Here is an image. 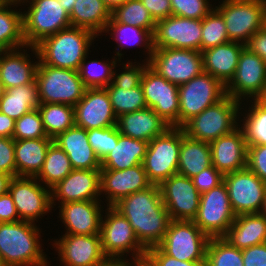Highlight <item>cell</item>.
Listing matches in <instances>:
<instances>
[{
	"instance_id": "e0dca14e",
	"label": "cell",
	"mask_w": 266,
	"mask_h": 266,
	"mask_svg": "<svg viewBox=\"0 0 266 266\" xmlns=\"http://www.w3.org/2000/svg\"><path fill=\"white\" fill-rule=\"evenodd\" d=\"M37 182L35 177L27 176H14L11 180L8 192L21 221L34 223L54 207L51 203V190Z\"/></svg>"
},
{
	"instance_id": "816d5d0a",
	"label": "cell",
	"mask_w": 266,
	"mask_h": 266,
	"mask_svg": "<svg viewBox=\"0 0 266 266\" xmlns=\"http://www.w3.org/2000/svg\"><path fill=\"white\" fill-rule=\"evenodd\" d=\"M0 174L16 176L15 140L0 137Z\"/></svg>"
},
{
	"instance_id": "44dd1931",
	"label": "cell",
	"mask_w": 266,
	"mask_h": 266,
	"mask_svg": "<svg viewBox=\"0 0 266 266\" xmlns=\"http://www.w3.org/2000/svg\"><path fill=\"white\" fill-rule=\"evenodd\" d=\"M54 242L64 266H97L107 258L102 249L100 234H64Z\"/></svg>"
},
{
	"instance_id": "a7ac6f4b",
	"label": "cell",
	"mask_w": 266,
	"mask_h": 266,
	"mask_svg": "<svg viewBox=\"0 0 266 266\" xmlns=\"http://www.w3.org/2000/svg\"><path fill=\"white\" fill-rule=\"evenodd\" d=\"M4 92H5L4 85H3V83L0 81V99L3 97Z\"/></svg>"
},
{
	"instance_id": "f546056e",
	"label": "cell",
	"mask_w": 266,
	"mask_h": 266,
	"mask_svg": "<svg viewBox=\"0 0 266 266\" xmlns=\"http://www.w3.org/2000/svg\"><path fill=\"white\" fill-rule=\"evenodd\" d=\"M223 238L240 250L265 243L266 217L262 213L237 215Z\"/></svg>"
},
{
	"instance_id": "bcb514c9",
	"label": "cell",
	"mask_w": 266,
	"mask_h": 266,
	"mask_svg": "<svg viewBox=\"0 0 266 266\" xmlns=\"http://www.w3.org/2000/svg\"><path fill=\"white\" fill-rule=\"evenodd\" d=\"M50 138L45 131L38 108L29 111L15 121L14 140Z\"/></svg>"
},
{
	"instance_id": "8c879c8a",
	"label": "cell",
	"mask_w": 266,
	"mask_h": 266,
	"mask_svg": "<svg viewBox=\"0 0 266 266\" xmlns=\"http://www.w3.org/2000/svg\"><path fill=\"white\" fill-rule=\"evenodd\" d=\"M0 266H6L1 257H0Z\"/></svg>"
},
{
	"instance_id": "680465c9",
	"label": "cell",
	"mask_w": 266,
	"mask_h": 266,
	"mask_svg": "<svg viewBox=\"0 0 266 266\" xmlns=\"http://www.w3.org/2000/svg\"><path fill=\"white\" fill-rule=\"evenodd\" d=\"M20 221L14 201L7 192L0 195V222H17Z\"/></svg>"
},
{
	"instance_id": "e7e4bbea",
	"label": "cell",
	"mask_w": 266,
	"mask_h": 266,
	"mask_svg": "<svg viewBox=\"0 0 266 266\" xmlns=\"http://www.w3.org/2000/svg\"><path fill=\"white\" fill-rule=\"evenodd\" d=\"M59 1L61 7L64 8L70 14L76 0H59Z\"/></svg>"
},
{
	"instance_id": "4fadbf2b",
	"label": "cell",
	"mask_w": 266,
	"mask_h": 266,
	"mask_svg": "<svg viewBox=\"0 0 266 266\" xmlns=\"http://www.w3.org/2000/svg\"><path fill=\"white\" fill-rule=\"evenodd\" d=\"M225 183L200 194L199 208L193 222L210 238L223 237L235 220Z\"/></svg>"
},
{
	"instance_id": "6da1fadb",
	"label": "cell",
	"mask_w": 266,
	"mask_h": 266,
	"mask_svg": "<svg viewBox=\"0 0 266 266\" xmlns=\"http://www.w3.org/2000/svg\"><path fill=\"white\" fill-rule=\"evenodd\" d=\"M113 207L129 221L136 238L146 250L162 242L171 218L158 185L132 193Z\"/></svg>"
},
{
	"instance_id": "db71d44e",
	"label": "cell",
	"mask_w": 266,
	"mask_h": 266,
	"mask_svg": "<svg viewBox=\"0 0 266 266\" xmlns=\"http://www.w3.org/2000/svg\"><path fill=\"white\" fill-rule=\"evenodd\" d=\"M247 167L266 183V145L248 146Z\"/></svg>"
},
{
	"instance_id": "83f0119b",
	"label": "cell",
	"mask_w": 266,
	"mask_h": 266,
	"mask_svg": "<svg viewBox=\"0 0 266 266\" xmlns=\"http://www.w3.org/2000/svg\"><path fill=\"white\" fill-rule=\"evenodd\" d=\"M244 47L245 44L241 42L230 41L202 51L203 71L226 86L235 74Z\"/></svg>"
},
{
	"instance_id": "ba28073f",
	"label": "cell",
	"mask_w": 266,
	"mask_h": 266,
	"mask_svg": "<svg viewBox=\"0 0 266 266\" xmlns=\"http://www.w3.org/2000/svg\"><path fill=\"white\" fill-rule=\"evenodd\" d=\"M180 147V127H170L164 134L149 142L142 164L152 185L159 186L177 174Z\"/></svg>"
},
{
	"instance_id": "7c38bea8",
	"label": "cell",
	"mask_w": 266,
	"mask_h": 266,
	"mask_svg": "<svg viewBox=\"0 0 266 266\" xmlns=\"http://www.w3.org/2000/svg\"><path fill=\"white\" fill-rule=\"evenodd\" d=\"M149 66L179 86L203 72V56L200 51L190 49L154 48Z\"/></svg>"
},
{
	"instance_id": "f6af8a7d",
	"label": "cell",
	"mask_w": 266,
	"mask_h": 266,
	"mask_svg": "<svg viewBox=\"0 0 266 266\" xmlns=\"http://www.w3.org/2000/svg\"><path fill=\"white\" fill-rule=\"evenodd\" d=\"M230 42L222 14L213 8L202 19L200 52Z\"/></svg>"
},
{
	"instance_id": "ac0fdd59",
	"label": "cell",
	"mask_w": 266,
	"mask_h": 266,
	"mask_svg": "<svg viewBox=\"0 0 266 266\" xmlns=\"http://www.w3.org/2000/svg\"><path fill=\"white\" fill-rule=\"evenodd\" d=\"M266 83V63L255 53L243 48L239 55L237 69L231 81L225 86L226 95L242 101L251 97L257 99Z\"/></svg>"
},
{
	"instance_id": "5bb4252c",
	"label": "cell",
	"mask_w": 266,
	"mask_h": 266,
	"mask_svg": "<svg viewBox=\"0 0 266 266\" xmlns=\"http://www.w3.org/2000/svg\"><path fill=\"white\" fill-rule=\"evenodd\" d=\"M225 186L229 195L230 205L234 214L261 213L266 183L248 167L224 175Z\"/></svg>"
},
{
	"instance_id": "ee69618b",
	"label": "cell",
	"mask_w": 266,
	"mask_h": 266,
	"mask_svg": "<svg viewBox=\"0 0 266 266\" xmlns=\"http://www.w3.org/2000/svg\"><path fill=\"white\" fill-rule=\"evenodd\" d=\"M86 56L79 67V76L86 88H105L112 82L113 68H116V57L112 62L90 60L86 63ZM109 62V63H108ZM108 63V64H107ZM111 63V64H110ZM86 64V65H85ZM88 65V66H87Z\"/></svg>"
},
{
	"instance_id": "52a82bcc",
	"label": "cell",
	"mask_w": 266,
	"mask_h": 266,
	"mask_svg": "<svg viewBox=\"0 0 266 266\" xmlns=\"http://www.w3.org/2000/svg\"><path fill=\"white\" fill-rule=\"evenodd\" d=\"M218 6L230 41L245 44L266 25V0H223Z\"/></svg>"
},
{
	"instance_id": "8992f818",
	"label": "cell",
	"mask_w": 266,
	"mask_h": 266,
	"mask_svg": "<svg viewBox=\"0 0 266 266\" xmlns=\"http://www.w3.org/2000/svg\"><path fill=\"white\" fill-rule=\"evenodd\" d=\"M22 13L23 37L27 46H35L45 37L71 27L69 13L59 0H31Z\"/></svg>"
},
{
	"instance_id": "be15d7a7",
	"label": "cell",
	"mask_w": 266,
	"mask_h": 266,
	"mask_svg": "<svg viewBox=\"0 0 266 266\" xmlns=\"http://www.w3.org/2000/svg\"><path fill=\"white\" fill-rule=\"evenodd\" d=\"M125 1L126 0H103L111 12L118 6L122 5Z\"/></svg>"
},
{
	"instance_id": "c3c4849f",
	"label": "cell",
	"mask_w": 266,
	"mask_h": 266,
	"mask_svg": "<svg viewBox=\"0 0 266 266\" xmlns=\"http://www.w3.org/2000/svg\"><path fill=\"white\" fill-rule=\"evenodd\" d=\"M172 15L189 18L203 19L213 8L209 0H170Z\"/></svg>"
},
{
	"instance_id": "d6986e66",
	"label": "cell",
	"mask_w": 266,
	"mask_h": 266,
	"mask_svg": "<svg viewBox=\"0 0 266 266\" xmlns=\"http://www.w3.org/2000/svg\"><path fill=\"white\" fill-rule=\"evenodd\" d=\"M159 189L171 220L193 221L198 212L200 193L191 178L172 175L159 185Z\"/></svg>"
},
{
	"instance_id": "484cf974",
	"label": "cell",
	"mask_w": 266,
	"mask_h": 266,
	"mask_svg": "<svg viewBox=\"0 0 266 266\" xmlns=\"http://www.w3.org/2000/svg\"><path fill=\"white\" fill-rule=\"evenodd\" d=\"M53 142L68 156L73 169L100 170L101 161L87 138V130L77 125L58 134Z\"/></svg>"
},
{
	"instance_id": "f1b7e54d",
	"label": "cell",
	"mask_w": 266,
	"mask_h": 266,
	"mask_svg": "<svg viewBox=\"0 0 266 266\" xmlns=\"http://www.w3.org/2000/svg\"><path fill=\"white\" fill-rule=\"evenodd\" d=\"M17 49L0 52V81L5 90L26 85L36 80L39 60L32 63L29 54ZM3 54V55H2Z\"/></svg>"
},
{
	"instance_id": "cb8c5ba5",
	"label": "cell",
	"mask_w": 266,
	"mask_h": 266,
	"mask_svg": "<svg viewBox=\"0 0 266 266\" xmlns=\"http://www.w3.org/2000/svg\"><path fill=\"white\" fill-rule=\"evenodd\" d=\"M212 165L223 175L247 167L248 146L240 126L210 143Z\"/></svg>"
},
{
	"instance_id": "1f68e13d",
	"label": "cell",
	"mask_w": 266,
	"mask_h": 266,
	"mask_svg": "<svg viewBox=\"0 0 266 266\" xmlns=\"http://www.w3.org/2000/svg\"><path fill=\"white\" fill-rule=\"evenodd\" d=\"M149 142L121 135L118 129V142L101 162L100 170H125L142 164Z\"/></svg>"
},
{
	"instance_id": "89a4df30",
	"label": "cell",
	"mask_w": 266,
	"mask_h": 266,
	"mask_svg": "<svg viewBox=\"0 0 266 266\" xmlns=\"http://www.w3.org/2000/svg\"><path fill=\"white\" fill-rule=\"evenodd\" d=\"M261 213L266 217V194H265L264 206Z\"/></svg>"
},
{
	"instance_id": "9f6ffc18",
	"label": "cell",
	"mask_w": 266,
	"mask_h": 266,
	"mask_svg": "<svg viewBox=\"0 0 266 266\" xmlns=\"http://www.w3.org/2000/svg\"><path fill=\"white\" fill-rule=\"evenodd\" d=\"M155 22L172 15L170 0H140Z\"/></svg>"
},
{
	"instance_id": "ab89813d",
	"label": "cell",
	"mask_w": 266,
	"mask_h": 266,
	"mask_svg": "<svg viewBox=\"0 0 266 266\" xmlns=\"http://www.w3.org/2000/svg\"><path fill=\"white\" fill-rule=\"evenodd\" d=\"M116 21L135 27H141L154 34L156 22L140 0H126L111 12Z\"/></svg>"
},
{
	"instance_id": "836d02e7",
	"label": "cell",
	"mask_w": 266,
	"mask_h": 266,
	"mask_svg": "<svg viewBox=\"0 0 266 266\" xmlns=\"http://www.w3.org/2000/svg\"><path fill=\"white\" fill-rule=\"evenodd\" d=\"M69 16L72 26L85 28L99 35L104 33L111 19V11L103 0H76Z\"/></svg>"
},
{
	"instance_id": "9a60e30c",
	"label": "cell",
	"mask_w": 266,
	"mask_h": 266,
	"mask_svg": "<svg viewBox=\"0 0 266 266\" xmlns=\"http://www.w3.org/2000/svg\"><path fill=\"white\" fill-rule=\"evenodd\" d=\"M148 108H152L171 127H179V86L167 81L149 65L141 77Z\"/></svg>"
},
{
	"instance_id": "7a4b0ae2",
	"label": "cell",
	"mask_w": 266,
	"mask_h": 266,
	"mask_svg": "<svg viewBox=\"0 0 266 266\" xmlns=\"http://www.w3.org/2000/svg\"><path fill=\"white\" fill-rule=\"evenodd\" d=\"M96 37L90 30L71 26L45 37L35 46L28 47L39 59V63L78 71Z\"/></svg>"
},
{
	"instance_id": "30bf717a",
	"label": "cell",
	"mask_w": 266,
	"mask_h": 266,
	"mask_svg": "<svg viewBox=\"0 0 266 266\" xmlns=\"http://www.w3.org/2000/svg\"><path fill=\"white\" fill-rule=\"evenodd\" d=\"M179 127L226 96L225 86L206 72L179 85Z\"/></svg>"
},
{
	"instance_id": "8d00e7d4",
	"label": "cell",
	"mask_w": 266,
	"mask_h": 266,
	"mask_svg": "<svg viewBox=\"0 0 266 266\" xmlns=\"http://www.w3.org/2000/svg\"><path fill=\"white\" fill-rule=\"evenodd\" d=\"M38 111L47 136L54 139L75 125L74 107L60 103H40Z\"/></svg>"
},
{
	"instance_id": "ffe728a7",
	"label": "cell",
	"mask_w": 266,
	"mask_h": 266,
	"mask_svg": "<svg viewBox=\"0 0 266 266\" xmlns=\"http://www.w3.org/2000/svg\"><path fill=\"white\" fill-rule=\"evenodd\" d=\"M75 125L85 130L117 125L109 94L105 88H86L74 106Z\"/></svg>"
},
{
	"instance_id": "d6a6232c",
	"label": "cell",
	"mask_w": 266,
	"mask_h": 266,
	"mask_svg": "<svg viewBox=\"0 0 266 266\" xmlns=\"http://www.w3.org/2000/svg\"><path fill=\"white\" fill-rule=\"evenodd\" d=\"M212 165L210 143L190 139L181 128L177 174L193 178Z\"/></svg>"
},
{
	"instance_id": "003e7915",
	"label": "cell",
	"mask_w": 266,
	"mask_h": 266,
	"mask_svg": "<svg viewBox=\"0 0 266 266\" xmlns=\"http://www.w3.org/2000/svg\"><path fill=\"white\" fill-rule=\"evenodd\" d=\"M257 100L266 105V83L262 94L257 98Z\"/></svg>"
},
{
	"instance_id": "7402d4cb",
	"label": "cell",
	"mask_w": 266,
	"mask_h": 266,
	"mask_svg": "<svg viewBox=\"0 0 266 266\" xmlns=\"http://www.w3.org/2000/svg\"><path fill=\"white\" fill-rule=\"evenodd\" d=\"M101 195L100 170L72 172L51 188V203L58 199L61 204L78 201H98ZM55 197V198H54Z\"/></svg>"
},
{
	"instance_id": "3957f363",
	"label": "cell",
	"mask_w": 266,
	"mask_h": 266,
	"mask_svg": "<svg viewBox=\"0 0 266 266\" xmlns=\"http://www.w3.org/2000/svg\"><path fill=\"white\" fill-rule=\"evenodd\" d=\"M34 224L0 222V257L6 266H48L40 247L39 228Z\"/></svg>"
},
{
	"instance_id": "277c9868",
	"label": "cell",
	"mask_w": 266,
	"mask_h": 266,
	"mask_svg": "<svg viewBox=\"0 0 266 266\" xmlns=\"http://www.w3.org/2000/svg\"><path fill=\"white\" fill-rule=\"evenodd\" d=\"M241 102L226 95L218 103L192 117L181 128L190 139L211 143L238 128Z\"/></svg>"
},
{
	"instance_id": "2e32d148",
	"label": "cell",
	"mask_w": 266,
	"mask_h": 266,
	"mask_svg": "<svg viewBox=\"0 0 266 266\" xmlns=\"http://www.w3.org/2000/svg\"><path fill=\"white\" fill-rule=\"evenodd\" d=\"M201 37L202 19L171 15L156 22L153 47L200 51Z\"/></svg>"
},
{
	"instance_id": "d4e9b609",
	"label": "cell",
	"mask_w": 266,
	"mask_h": 266,
	"mask_svg": "<svg viewBox=\"0 0 266 266\" xmlns=\"http://www.w3.org/2000/svg\"><path fill=\"white\" fill-rule=\"evenodd\" d=\"M60 205L59 215L67 229L65 234H100L102 210L99 201H78Z\"/></svg>"
},
{
	"instance_id": "603a6c76",
	"label": "cell",
	"mask_w": 266,
	"mask_h": 266,
	"mask_svg": "<svg viewBox=\"0 0 266 266\" xmlns=\"http://www.w3.org/2000/svg\"><path fill=\"white\" fill-rule=\"evenodd\" d=\"M101 194L107 198V206H114L122 198L150 187L143 164L125 170H100Z\"/></svg>"
},
{
	"instance_id": "f5cc1de1",
	"label": "cell",
	"mask_w": 266,
	"mask_h": 266,
	"mask_svg": "<svg viewBox=\"0 0 266 266\" xmlns=\"http://www.w3.org/2000/svg\"><path fill=\"white\" fill-rule=\"evenodd\" d=\"M191 179L197 191L202 194L223 183L224 175L211 165Z\"/></svg>"
},
{
	"instance_id": "f907efd6",
	"label": "cell",
	"mask_w": 266,
	"mask_h": 266,
	"mask_svg": "<svg viewBox=\"0 0 266 266\" xmlns=\"http://www.w3.org/2000/svg\"><path fill=\"white\" fill-rule=\"evenodd\" d=\"M145 259L152 266H206V261H180L172 258L158 246L147 249Z\"/></svg>"
},
{
	"instance_id": "74e56055",
	"label": "cell",
	"mask_w": 266,
	"mask_h": 266,
	"mask_svg": "<svg viewBox=\"0 0 266 266\" xmlns=\"http://www.w3.org/2000/svg\"><path fill=\"white\" fill-rule=\"evenodd\" d=\"M72 170L67 154L53 142L47 150L43 167L35 178L43 181L45 186L51 189L66 178Z\"/></svg>"
},
{
	"instance_id": "94428289",
	"label": "cell",
	"mask_w": 266,
	"mask_h": 266,
	"mask_svg": "<svg viewBox=\"0 0 266 266\" xmlns=\"http://www.w3.org/2000/svg\"><path fill=\"white\" fill-rule=\"evenodd\" d=\"M141 266V260L133 259V262L130 264L127 260L122 258H106L103 262L99 263L97 266Z\"/></svg>"
},
{
	"instance_id": "2644e50d",
	"label": "cell",
	"mask_w": 266,
	"mask_h": 266,
	"mask_svg": "<svg viewBox=\"0 0 266 266\" xmlns=\"http://www.w3.org/2000/svg\"><path fill=\"white\" fill-rule=\"evenodd\" d=\"M141 266H152L145 258L141 261Z\"/></svg>"
},
{
	"instance_id": "5b68a950",
	"label": "cell",
	"mask_w": 266,
	"mask_h": 266,
	"mask_svg": "<svg viewBox=\"0 0 266 266\" xmlns=\"http://www.w3.org/2000/svg\"><path fill=\"white\" fill-rule=\"evenodd\" d=\"M40 103H60L75 106L83 97L84 86L79 72L39 63L36 71Z\"/></svg>"
},
{
	"instance_id": "60d3db41",
	"label": "cell",
	"mask_w": 266,
	"mask_h": 266,
	"mask_svg": "<svg viewBox=\"0 0 266 266\" xmlns=\"http://www.w3.org/2000/svg\"><path fill=\"white\" fill-rule=\"evenodd\" d=\"M248 114L244 117L243 131L247 146L266 145V105L253 100ZM251 108V109H250Z\"/></svg>"
},
{
	"instance_id": "681fc988",
	"label": "cell",
	"mask_w": 266,
	"mask_h": 266,
	"mask_svg": "<svg viewBox=\"0 0 266 266\" xmlns=\"http://www.w3.org/2000/svg\"><path fill=\"white\" fill-rule=\"evenodd\" d=\"M139 65L137 66L135 64L134 66L132 62L129 61V63L127 62V64H125V66L123 67L125 71H123L122 73L116 74V71H113L112 82L107 87L131 89L138 86L141 83L142 74L149 63L145 62V64H143L142 66L139 63Z\"/></svg>"
},
{
	"instance_id": "9c48e42d",
	"label": "cell",
	"mask_w": 266,
	"mask_h": 266,
	"mask_svg": "<svg viewBox=\"0 0 266 266\" xmlns=\"http://www.w3.org/2000/svg\"><path fill=\"white\" fill-rule=\"evenodd\" d=\"M209 239L193 221L171 220L158 247L180 261H206Z\"/></svg>"
},
{
	"instance_id": "8fae6325",
	"label": "cell",
	"mask_w": 266,
	"mask_h": 266,
	"mask_svg": "<svg viewBox=\"0 0 266 266\" xmlns=\"http://www.w3.org/2000/svg\"><path fill=\"white\" fill-rule=\"evenodd\" d=\"M106 211L107 216H104L105 221L102 217L100 229L101 244L105 256L107 258H124L123 255L126 252L132 251L133 259L142 261L147 250L136 238L129 221L113 206H108Z\"/></svg>"
},
{
	"instance_id": "91938a15",
	"label": "cell",
	"mask_w": 266,
	"mask_h": 266,
	"mask_svg": "<svg viewBox=\"0 0 266 266\" xmlns=\"http://www.w3.org/2000/svg\"><path fill=\"white\" fill-rule=\"evenodd\" d=\"M15 120L0 112V137L13 138Z\"/></svg>"
},
{
	"instance_id": "e575fe53",
	"label": "cell",
	"mask_w": 266,
	"mask_h": 266,
	"mask_svg": "<svg viewBox=\"0 0 266 266\" xmlns=\"http://www.w3.org/2000/svg\"><path fill=\"white\" fill-rule=\"evenodd\" d=\"M40 105L36 80L30 84L6 89L0 99V112L13 120H18Z\"/></svg>"
},
{
	"instance_id": "7dc6e473",
	"label": "cell",
	"mask_w": 266,
	"mask_h": 266,
	"mask_svg": "<svg viewBox=\"0 0 266 266\" xmlns=\"http://www.w3.org/2000/svg\"><path fill=\"white\" fill-rule=\"evenodd\" d=\"M87 138L96 156L102 162L111 152L114 144L118 142L117 125L102 129H89L87 130Z\"/></svg>"
},
{
	"instance_id": "6f0895ef",
	"label": "cell",
	"mask_w": 266,
	"mask_h": 266,
	"mask_svg": "<svg viewBox=\"0 0 266 266\" xmlns=\"http://www.w3.org/2000/svg\"><path fill=\"white\" fill-rule=\"evenodd\" d=\"M245 47L266 63V25L249 38Z\"/></svg>"
},
{
	"instance_id": "f35d334b",
	"label": "cell",
	"mask_w": 266,
	"mask_h": 266,
	"mask_svg": "<svg viewBox=\"0 0 266 266\" xmlns=\"http://www.w3.org/2000/svg\"><path fill=\"white\" fill-rule=\"evenodd\" d=\"M109 31H113V33L111 32V35H115L114 36V40H116V42H119L118 47L121 49H123V43L126 45H140V43H144V47L145 49L148 50V58L146 60V62L149 63L152 53L154 51V47H153V34L146 29H143L141 27H135L133 25H127V24H123L120 22H116L112 17L110 19V21L108 22L104 32L108 33ZM132 41V42H131ZM142 41V42H141ZM134 43V44H133Z\"/></svg>"
},
{
	"instance_id": "4dcf8cb0",
	"label": "cell",
	"mask_w": 266,
	"mask_h": 266,
	"mask_svg": "<svg viewBox=\"0 0 266 266\" xmlns=\"http://www.w3.org/2000/svg\"><path fill=\"white\" fill-rule=\"evenodd\" d=\"M52 143V138L15 140L16 176L36 177Z\"/></svg>"
},
{
	"instance_id": "d590c367",
	"label": "cell",
	"mask_w": 266,
	"mask_h": 266,
	"mask_svg": "<svg viewBox=\"0 0 266 266\" xmlns=\"http://www.w3.org/2000/svg\"><path fill=\"white\" fill-rule=\"evenodd\" d=\"M10 6V7H8ZM0 4V51L28 48L23 37L22 11ZM25 46V47H24Z\"/></svg>"
},
{
	"instance_id": "4316f807",
	"label": "cell",
	"mask_w": 266,
	"mask_h": 266,
	"mask_svg": "<svg viewBox=\"0 0 266 266\" xmlns=\"http://www.w3.org/2000/svg\"><path fill=\"white\" fill-rule=\"evenodd\" d=\"M170 127L152 108L148 107L117 118V128L121 135L146 142L164 134Z\"/></svg>"
},
{
	"instance_id": "03108f58",
	"label": "cell",
	"mask_w": 266,
	"mask_h": 266,
	"mask_svg": "<svg viewBox=\"0 0 266 266\" xmlns=\"http://www.w3.org/2000/svg\"><path fill=\"white\" fill-rule=\"evenodd\" d=\"M24 1L29 2V0H0V4L16 5L21 2L25 3Z\"/></svg>"
},
{
	"instance_id": "b9f144b4",
	"label": "cell",
	"mask_w": 266,
	"mask_h": 266,
	"mask_svg": "<svg viewBox=\"0 0 266 266\" xmlns=\"http://www.w3.org/2000/svg\"><path fill=\"white\" fill-rule=\"evenodd\" d=\"M109 94L112 109L119 116L147 108L141 84L131 89L105 87Z\"/></svg>"
},
{
	"instance_id": "6125c7cd",
	"label": "cell",
	"mask_w": 266,
	"mask_h": 266,
	"mask_svg": "<svg viewBox=\"0 0 266 266\" xmlns=\"http://www.w3.org/2000/svg\"><path fill=\"white\" fill-rule=\"evenodd\" d=\"M12 179V175L0 174V195L6 194L9 191V186Z\"/></svg>"
},
{
	"instance_id": "7bdbcfd3",
	"label": "cell",
	"mask_w": 266,
	"mask_h": 266,
	"mask_svg": "<svg viewBox=\"0 0 266 266\" xmlns=\"http://www.w3.org/2000/svg\"><path fill=\"white\" fill-rule=\"evenodd\" d=\"M206 266H243L242 250L223 237H211L206 250Z\"/></svg>"
},
{
	"instance_id": "11a10c76",
	"label": "cell",
	"mask_w": 266,
	"mask_h": 266,
	"mask_svg": "<svg viewBox=\"0 0 266 266\" xmlns=\"http://www.w3.org/2000/svg\"><path fill=\"white\" fill-rule=\"evenodd\" d=\"M243 266H266V242L242 250Z\"/></svg>"
}]
</instances>
